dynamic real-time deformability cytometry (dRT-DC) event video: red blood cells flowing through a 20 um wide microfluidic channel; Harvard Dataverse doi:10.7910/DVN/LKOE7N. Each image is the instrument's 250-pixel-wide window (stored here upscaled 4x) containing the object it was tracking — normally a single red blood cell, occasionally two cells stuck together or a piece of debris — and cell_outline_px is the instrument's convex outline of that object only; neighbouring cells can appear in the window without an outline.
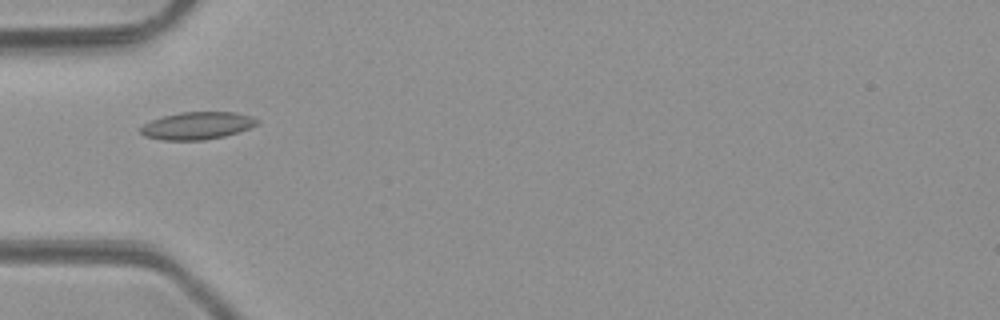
{"species": "common noctule bat (a hibernating species)", "species_latin": "Nyctalus noctula", "temperature_condition": "room temperature", "stored_images_in_passage": 1, "camera_frame_rate_fps": 3000, "um_per_image_px": 0.085, "animal": {"sex": "male", "body_mass_g": 23.1, "forearm_length_mm": 52.7}, "frame": {"image": 1, "passage_image": 1, "time_ms": 0.0, "image_size_px": [1000, 320], "cell_outline_px": [[260, 120], [256, 124], [248, 128], [224, 136], [204, 140], [160, 140], [144, 136], [140, 132], [140, 128], [144, 124], [152, 120], [164, 116], [180, 112], [236, 112], [252, 116]], "centroid_in_image_um": [16.74, 10.68], "position_along_channel_um": 68.3, "area_um2": 18.55}}